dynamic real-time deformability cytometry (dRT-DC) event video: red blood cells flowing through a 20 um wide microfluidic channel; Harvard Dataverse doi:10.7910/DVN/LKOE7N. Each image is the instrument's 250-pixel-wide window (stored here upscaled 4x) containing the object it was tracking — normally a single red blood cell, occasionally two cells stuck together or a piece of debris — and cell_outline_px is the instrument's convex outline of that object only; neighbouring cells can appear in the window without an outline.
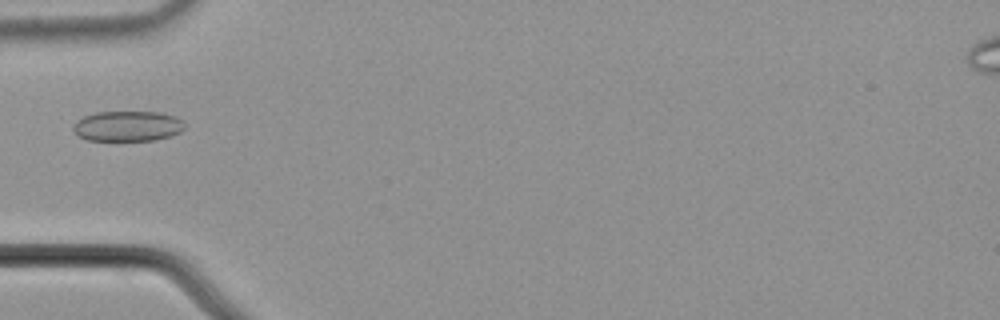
{"species": "common noctule bat (a hibernating species)", "species_latin": "Nyctalus noctula", "temperature_condition": "cold", "stored_images_in_passage": 38, "camera_frame_rate_fps": 3000, "um_per_image_px": 0.085, "animal": {"sex": "male", "body_mass_g": 21.5, "forearm_length_mm": 52.0}, "frame": {"image": 1, "passage_image": 1, "time_ms": 0.0, "image_size_px": [1000, 320], "cell_outline_px": [[184, 128], [180, 132], [172, 136], [152, 140], [88, 140], [80, 136], [72, 128], [76, 120], [84, 116], [96, 112], [160, 112], [176, 116], [184, 124]], "centroid_in_image_um": [10.86, 10.71], "position_along_channel_um": 74.1, "area_um2": 19.59}}
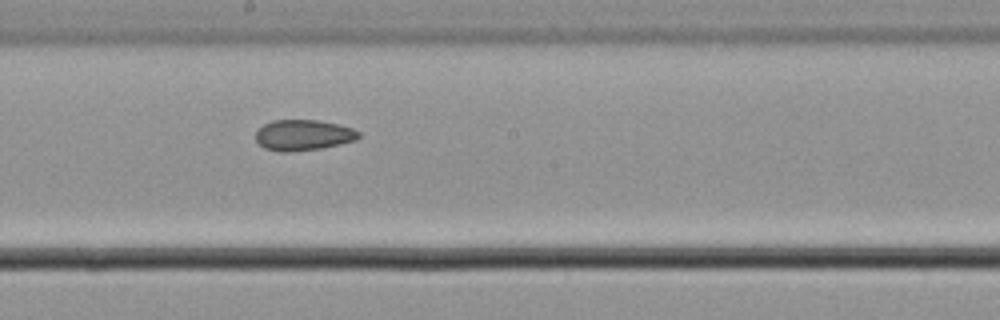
{"frame": {"image": 2, "passage_image": 13, "time_ms": 4.0, "image_size_px": [1000, 320], "cell_outline_px": [[360, 136], [356, 140], [340, 144], [320, 148], [292, 152], [280, 152], [264, 148], [256, 140], [256, 128], [272, 120], [316, 120], [336, 124], [352, 128], [360, 132]], "centroid_in_image_um": [25.74, 11.48], "position_along_channel_um": 222.5, "area_um2": 18.5}}
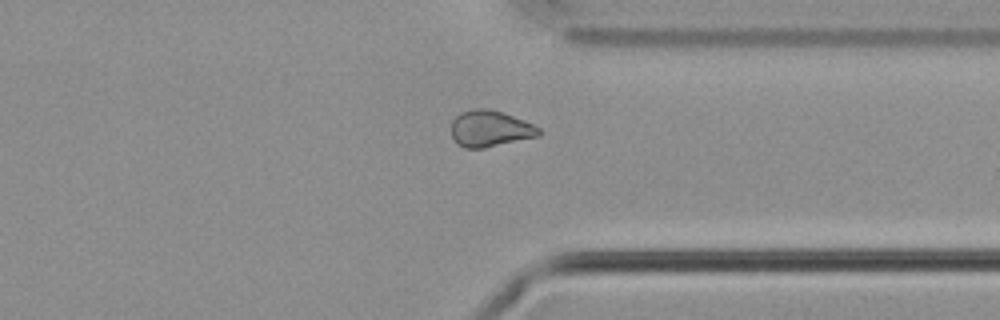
{"frame": {"image": 3, "passage_image": 25, "time_ms": 8.0, "image_size_px": [1000, 320], "cell_outline_px": [[540, 136], [484, 148], [464, 148], [452, 136], [452, 120], [460, 112], [472, 108], [488, 108], [504, 112], [524, 120], [540, 128]], "centroid_in_image_um": [41.67, 10.91], "position_along_channel_um": 369.7, "area_um2": 18.61}}